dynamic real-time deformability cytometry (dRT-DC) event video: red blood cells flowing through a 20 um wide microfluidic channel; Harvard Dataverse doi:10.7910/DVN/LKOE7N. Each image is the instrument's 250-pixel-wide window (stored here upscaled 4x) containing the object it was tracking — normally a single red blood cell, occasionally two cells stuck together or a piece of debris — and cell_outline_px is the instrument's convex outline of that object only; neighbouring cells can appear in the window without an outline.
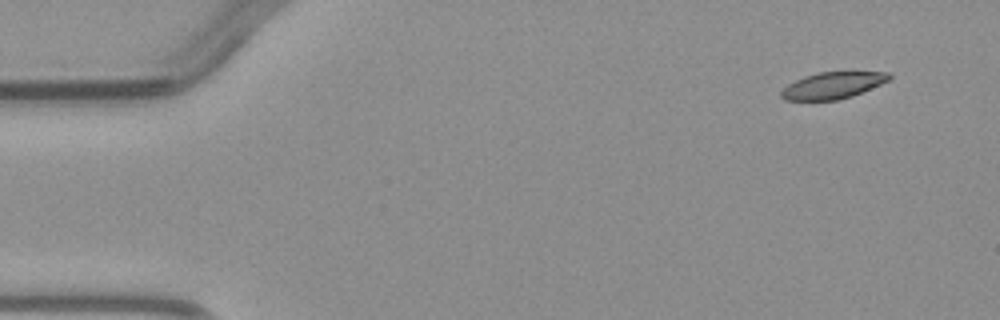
{"species": "common noctule bat (a hibernating species)", "species_latin": "Nyctalus noctula", "temperature_condition": "warm", "stored_images_in_passage": 3, "camera_frame_rate_fps": 3000, "um_per_image_px": 0.085, "animal": {"sex": "male", "body_mass_g": 23.1, "forearm_length_mm": 52.7}, "frame": {"image": 1, "passage_image": 1, "time_ms": 0.0, "image_size_px": [1000, 320], "cell_outline_px": [[892, 76], [888, 80], [880, 84], [852, 96], [836, 100], [784, 100], [780, 96], [780, 92], [788, 84], [804, 76], [820, 72], [888, 72]], "centroid_in_image_um": [70.75, 7.26], "position_along_channel_um": 14.3, "area_um2": 16.53}}